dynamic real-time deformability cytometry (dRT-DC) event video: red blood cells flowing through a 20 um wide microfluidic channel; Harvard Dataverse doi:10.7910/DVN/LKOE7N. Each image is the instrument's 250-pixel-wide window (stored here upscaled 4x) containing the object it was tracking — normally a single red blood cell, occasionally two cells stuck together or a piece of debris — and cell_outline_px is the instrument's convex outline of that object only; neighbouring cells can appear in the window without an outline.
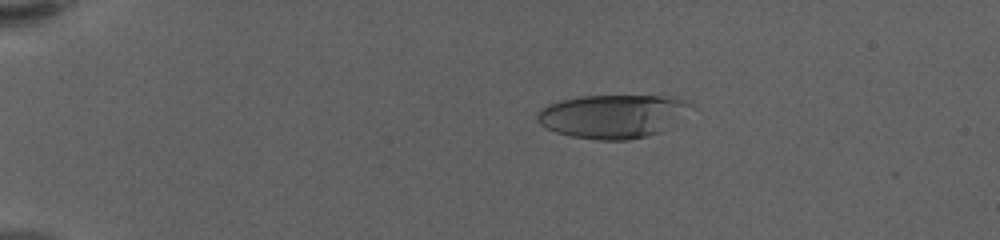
{"species": "human", "species_latin": "Homo sapiens", "temperature_condition": "warm", "stored_images_in_passage": 57, "camera_frame_rate_fps": 3000, "um_per_image_px": 0.085, "donor": {"sex": "female"}, "frame": {"image": 1, "passage_image": 10, "time_ms": 3.0, "image_size_px": [1000, 240], "cell_outline_px": [[692, 104], [660, 132], [648, 136], [628, 140], [596, 140], [572, 136], [556, 132], [540, 124], [536, 120], [536, 112], [560, 100], [584, 96], [676, 96]], "centroid_in_image_um": [52.01, 9.88], "position_along_channel_um": 33.0, "area_um2": 38.21}}
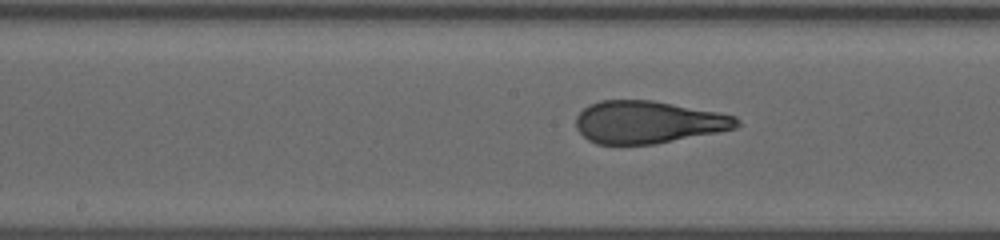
{"frame": {"image": 2, "passage_image": 30, "time_ms": 9.667, "image_size_px": [1000, 240], "cell_outline_px": [[740, 124], [736, 128], [716, 132], [652, 144], [596, 144], [588, 140], [576, 128], [576, 116], [588, 104], [600, 100], [652, 100], [720, 112], [736, 116], [740, 120]], "centroid_in_image_um": [55.07, 10.37], "position_along_channel_um": 193.1, "area_um2": 39.71}}
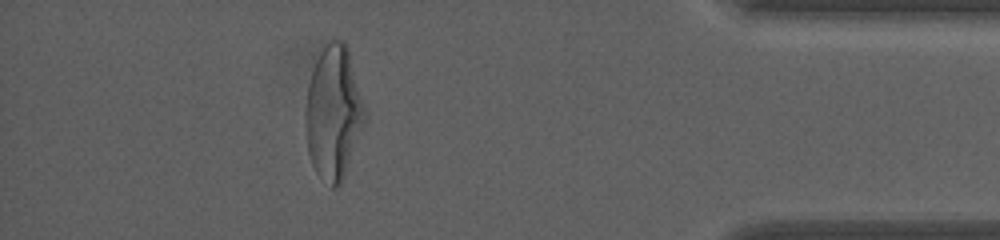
{"frame": {"image": 3, "passage_image": 51, "time_ms": 16.667, "image_size_px": [1000, 240], "cell_outline_px": [[368, 120], [344, 176], [340, 184], [336, 188], [332, 188], [316, 172], [312, 164], [308, 152], [304, 116], [308, 84], [316, 60], [320, 52], [328, 40], [336, 36], [344, 40], [348, 44], [368, 112]], "centroid_in_image_um": [28.4, 9.51], "position_along_channel_um": 406.8, "area_um2": 47.57}, "authors_computed_cell_mechanics": {"area_um2": 40.46, "velocity_mm_per_s": 3.5733, "shape_relaxation_time_tau1_ms": 7.3497, "shape_relaxation_time_tau2_ms": 0.9217, "deformation_change_tau1": 0.298, "deformation_change_tau2": 0.0883}}